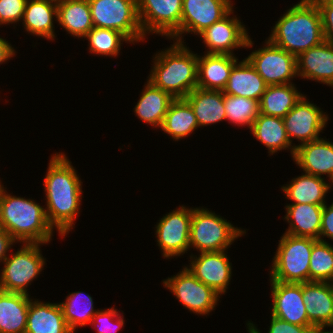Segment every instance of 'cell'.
Returning <instances> with one entry per match:
<instances>
[{"label":"cell","instance_id":"1","mask_svg":"<svg viewBox=\"0 0 333 333\" xmlns=\"http://www.w3.org/2000/svg\"><path fill=\"white\" fill-rule=\"evenodd\" d=\"M49 162L43 184L47 198L45 213L53 229L57 228L60 236H65L79 214L82 182L63 153H56Z\"/></svg>","mask_w":333,"mask_h":333},{"label":"cell","instance_id":"2","mask_svg":"<svg viewBox=\"0 0 333 333\" xmlns=\"http://www.w3.org/2000/svg\"><path fill=\"white\" fill-rule=\"evenodd\" d=\"M268 40L297 57L324 41L320 11L313 0H301L276 22Z\"/></svg>","mask_w":333,"mask_h":333},{"label":"cell","instance_id":"3","mask_svg":"<svg viewBox=\"0 0 333 333\" xmlns=\"http://www.w3.org/2000/svg\"><path fill=\"white\" fill-rule=\"evenodd\" d=\"M0 226L20 243L46 244L53 235L45 208L34 200L8 194L1 182Z\"/></svg>","mask_w":333,"mask_h":333},{"label":"cell","instance_id":"4","mask_svg":"<svg viewBox=\"0 0 333 333\" xmlns=\"http://www.w3.org/2000/svg\"><path fill=\"white\" fill-rule=\"evenodd\" d=\"M149 81L175 99L185 98L198 82V55L181 42L157 53Z\"/></svg>","mask_w":333,"mask_h":333},{"label":"cell","instance_id":"5","mask_svg":"<svg viewBox=\"0 0 333 333\" xmlns=\"http://www.w3.org/2000/svg\"><path fill=\"white\" fill-rule=\"evenodd\" d=\"M318 240L285 234L279 241L270 271L271 281L309 282V261Z\"/></svg>","mask_w":333,"mask_h":333},{"label":"cell","instance_id":"6","mask_svg":"<svg viewBox=\"0 0 333 333\" xmlns=\"http://www.w3.org/2000/svg\"><path fill=\"white\" fill-rule=\"evenodd\" d=\"M208 209H192L189 243L200 252L225 251L246 233Z\"/></svg>","mask_w":333,"mask_h":333},{"label":"cell","instance_id":"7","mask_svg":"<svg viewBox=\"0 0 333 333\" xmlns=\"http://www.w3.org/2000/svg\"><path fill=\"white\" fill-rule=\"evenodd\" d=\"M94 27L121 32L131 43L143 41L136 0H88Z\"/></svg>","mask_w":333,"mask_h":333},{"label":"cell","instance_id":"8","mask_svg":"<svg viewBox=\"0 0 333 333\" xmlns=\"http://www.w3.org/2000/svg\"><path fill=\"white\" fill-rule=\"evenodd\" d=\"M13 255L7 257L0 275V290L28 294L27 286L40 274L45 259L39 243H22ZM25 244V245H24Z\"/></svg>","mask_w":333,"mask_h":333},{"label":"cell","instance_id":"9","mask_svg":"<svg viewBox=\"0 0 333 333\" xmlns=\"http://www.w3.org/2000/svg\"><path fill=\"white\" fill-rule=\"evenodd\" d=\"M183 0H136L139 22L144 36L155 33L182 41Z\"/></svg>","mask_w":333,"mask_h":333},{"label":"cell","instance_id":"10","mask_svg":"<svg viewBox=\"0 0 333 333\" xmlns=\"http://www.w3.org/2000/svg\"><path fill=\"white\" fill-rule=\"evenodd\" d=\"M163 284L185 308L200 315L213 311L220 298L218 293L197 279L186 267L176 276L164 280Z\"/></svg>","mask_w":333,"mask_h":333},{"label":"cell","instance_id":"11","mask_svg":"<svg viewBox=\"0 0 333 333\" xmlns=\"http://www.w3.org/2000/svg\"><path fill=\"white\" fill-rule=\"evenodd\" d=\"M266 45L253 51L247 57L249 62L267 85L292 83L291 78L298 75L296 57L269 40L266 41Z\"/></svg>","mask_w":333,"mask_h":333},{"label":"cell","instance_id":"12","mask_svg":"<svg viewBox=\"0 0 333 333\" xmlns=\"http://www.w3.org/2000/svg\"><path fill=\"white\" fill-rule=\"evenodd\" d=\"M179 207L166 214L156 225L157 242L164 258L183 255L190 249L192 209Z\"/></svg>","mask_w":333,"mask_h":333},{"label":"cell","instance_id":"13","mask_svg":"<svg viewBox=\"0 0 333 333\" xmlns=\"http://www.w3.org/2000/svg\"><path fill=\"white\" fill-rule=\"evenodd\" d=\"M231 13L233 9L199 34L209 49L206 54L233 55L236 48L253 46L245 26L236 16L231 18Z\"/></svg>","mask_w":333,"mask_h":333},{"label":"cell","instance_id":"14","mask_svg":"<svg viewBox=\"0 0 333 333\" xmlns=\"http://www.w3.org/2000/svg\"><path fill=\"white\" fill-rule=\"evenodd\" d=\"M282 119L290 143L292 144L291 138H296L304 144L320 138L319 134L329 118L303 95Z\"/></svg>","mask_w":333,"mask_h":333},{"label":"cell","instance_id":"15","mask_svg":"<svg viewBox=\"0 0 333 333\" xmlns=\"http://www.w3.org/2000/svg\"><path fill=\"white\" fill-rule=\"evenodd\" d=\"M233 8L231 0H183L181 35H199L213 23L225 17Z\"/></svg>","mask_w":333,"mask_h":333},{"label":"cell","instance_id":"16","mask_svg":"<svg viewBox=\"0 0 333 333\" xmlns=\"http://www.w3.org/2000/svg\"><path fill=\"white\" fill-rule=\"evenodd\" d=\"M194 258V259H193ZM186 267L197 279L222 295L231 280L232 267L225 251L200 252L199 257L190 256Z\"/></svg>","mask_w":333,"mask_h":333},{"label":"cell","instance_id":"17","mask_svg":"<svg viewBox=\"0 0 333 333\" xmlns=\"http://www.w3.org/2000/svg\"><path fill=\"white\" fill-rule=\"evenodd\" d=\"M272 286V315L300 326H313L303 302L302 283L270 281Z\"/></svg>","mask_w":333,"mask_h":333},{"label":"cell","instance_id":"18","mask_svg":"<svg viewBox=\"0 0 333 333\" xmlns=\"http://www.w3.org/2000/svg\"><path fill=\"white\" fill-rule=\"evenodd\" d=\"M302 296L309 322L319 332H325L327 326L333 327V283H302Z\"/></svg>","mask_w":333,"mask_h":333},{"label":"cell","instance_id":"19","mask_svg":"<svg viewBox=\"0 0 333 333\" xmlns=\"http://www.w3.org/2000/svg\"><path fill=\"white\" fill-rule=\"evenodd\" d=\"M295 163L306 174L324 176L333 183V143L323 138L296 145L293 156Z\"/></svg>","mask_w":333,"mask_h":333},{"label":"cell","instance_id":"20","mask_svg":"<svg viewBox=\"0 0 333 333\" xmlns=\"http://www.w3.org/2000/svg\"><path fill=\"white\" fill-rule=\"evenodd\" d=\"M297 76L333 87V45L323 41L296 57Z\"/></svg>","mask_w":333,"mask_h":333},{"label":"cell","instance_id":"21","mask_svg":"<svg viewBox=\"0 0 333 333\" xmlns=\"http://www.w3.org/2000/svg\"><path fill=\"white\" fill-rule=\"evenodd\" d=\"M238 59L229 54H205L198 56L197 87L205 90L223 91L232 68Z\"/></svg>","mask_w":333,"mask_h":333},{"label":"cell","instance_id":"22","mask_svg":"<svg viewBox=\"0 0 333 333\" xmlns=\"http://www.w3.org/2000/svg\"><path fill=\"white\" fill-rule=\"evenodd\" d=\"M237 63L232 68L223 93L255 99L260 102L267 84L247 58Z\"/></svg>","mask_w":333,"mask_h":333},{"label":"cell","instance_id":"23","mask_svg":"<svg viewBox=\"0 0 333 333\" xmlns=\"http://www.w3.org/2000/svg\"><path fill=\"white\" fill-rule=\"evenodd\" d=\"M184 99L192 107L198 126H207L226 120L223 91L196 87Z\"/></svg>","mask_w":333,"mask_h":333},{"label":"cell","instance_id":"24","mask_svg":"<svg viewBox=\"0 0 333 333\" xmlns=\"http://www.w3.org/2000/svg\"><path fill=\"white\" fill-rule=\"evenodd\" d=\"M324 205L288 204L285 219L290 223L285 234L319 240Z\"/></svg>","mask_w":333,"mask_h":333},{"label":"cell","instance_id":"25","mask_svg":"<svg viewBox=\"0 0 333 333\" xmlns=\"http://www.w3.org/2000/svg\"><path fill=\"white\" fill-rule=\"evenodd\" d=\"M25 333H72L60 305L30 301Z\"/></svg>","mask_w":333,"mask_h":333},{"label":"cell","instance_id":"26","mask_svg":"<svg viewBox=\"0 0 333 333\" xmlns=\"http://www.w3.org/2000/svg\"><path fill=\"white\" fill-rule=\"evenodd\" d=\"M29 295L0 290V333H25Z\"/></svg>","mask_w":333,"mask_h":333},{"label":"cell","instance_id":"27","mask_svg":"<svg viewBox=\"0 0 333 333\" xmlns=\"http://www.w3.org/2000/svg\"><path fill=\"white\" fill-rule=\"evenodd\" d=\"M54 17L57 20V0H27L22 24L31 34L54 40Z\"/></svg>","mask_w":333,"mask_h":333},{"label":"cell","instance_id":"28","mask_svg":"<svg viewBox=\"0 0 333 333\" xmlns=\"http://www.w3.org/2000/svg\"><path fill=\"white\" fill-rule=\"evenodd\" d=\"M144 87L134 112L143 122L161 128L169 106L175 98L154 86L149 80Z\"/></svg>","mask_w":333,"mask_h":333},{"label":"cell","instance_id":"29","mask_svg":"<svg viewBox=\"0 0 333 333\" xmlns=\"http://www.w3.org/2000/svg\"><path fill=\"white\" fill-rule=\"evenodd\" d=\"M57 21L78 38H83L94 27L88 0H57Z\"/></svg>","mask_w":333,"mask_h":333},{"label":"cell","instance_id":"30","mask_svg":"<svg viewBox=\"0 0 333 333\" xmlns=\"http://www.w3.org/2000/svg\"><path fill=\"white\" fill-rule=\"evenodd\" d=\"M250 131L259 142L268 148L271 155L290 147L292 157L294 156L296 146L291 145L281 117L260 113L252 124Z\"/></svg>","mask_w":333,"mask_h":333},{"label":"cell","instance_id":"31","mask_svg":"<svg viewBox=\"0 0 333 333\" xmlns=\"http://www.w3.org/2000/svg\"><path fill=\"white\" fill-rule=\"evenodd\" d=\"M325 178L304 174L293 178L289 185L281 189L285 192L287 199L294 201L292 204H314L324 205L325 195L330 190V183H326Z\"/></svg>","mask_w":333,"mask_h":333},{"label":"cell","instance_id":"32","mask_svg":"<svg viewBox=\"0 0 333 333\" xmlns=\"http://www.w3.org/2000/svg\"><path fill=\"white\" fill-rule=\"evenodd\" d=\"M303 95L294 84L267 85L260 99V113L283 118Z\"/></svg>","mask_w":333,"mask_h":333},{"label":"cell","instance_id":"33","mask_svg":"<svg viewBox=\"0 0 333 333\" xmlns=\"http://www.w3.org/2000/svg\"><path fill=\"white\" fill-rule=\"evenodd\" d=\"M198 127L190 104L184 98H177L170 104L161 129L178 141L188 137Z\"/></svg>","mask_w":333,"mask_h":333},{"label":"cell","instance_id":"34","mask_svg":"<svg viewBox=\"0 0 333 333\" xmlns=\"http://www.w3.org/2000/svg\"><path fill=\"white\" fill-rule=\"evenodd\" d=\"M83 295L81 291L72 292L67 296L65 302L59 303L65 322L72 333L78 326L90 323L92 317L99 311L94 310L92 297L86 294L87 296L83 298Z\"/></svg>","mask_w":333,"mask_h":333},{"label":"cell","instance_id":"35","mask_svg":"<svg viewBox=\"0 0 333 333\" xmlns=\"http://www.w3.org/2000/svg\"><path fill=\"white\" fill-rule=\"evenodd\" d=\"M224 106L226 120L238 126L247 125L249 129L260 114L259 101L242 96L224 94Z\"/></svg>","mask_w":333,"mask_h":333},{"label":"cell","instance_id":"36","mask_svg":"<svg viewBox=\"0 0 333 333\" xmlns=\"http://www.w3.org/2000/svg\"><path fill=\"white\" fill-rule=\"evenodd\" d=\"M83 38H88L89 50L97 55L116 57L121 42L131 41L121 32L108 28L93 27Z\"/></svg>","mask_w":333,"mask_h":333},{"label":"cell","instance_id":"37","mask_svg":"<svg viewBox=\"0 0 333 333\" xmlns=\"http://www.w3.org/2000/svg\"><path fill=\"white\" fill-rule=\"evenodd\" d=\"M309 281L333 283V246L325 240H318L312 247Z\"/></svg>","mask_w":333,"mask_h":333},{"label":"cell","instance_id":"38","mask_svg":"<svg viewBox=\"0 0 333 333\" xmlns=\"http://www.w3.org/2000/svg\"><path fill=\"white\" fill-rule=\"evenodd\" d=\"M119 315L120 314L115 308L99 310L92 317L90 324L97 327L96 329L98 333H117L124 324L123 316ZM114 319H116L115 323L113 321Z\"/></svg>","mask_w":333,"mask_h":333},{"label":"cell","instance_id":"39","mask_svg":"<svg viewBox=\"0 0 333 333\" xmlns=\"http://www.w3.org/2000/svg\"><path fill=\"white\" fill-rule=\"evenodd\" d=\"M268 333H319L314 326L291 324L272 315ZM249 333H260L253 323H247Z\"/></svg>","mask_w":333,"mask_h":333},{"label":"cell","instance_id":"40","mask_svg":"<svg viewBox=\"0 0 333 333\" xmlns=\"http://www.w3.org/2000/svg\"><path fill=\"white\" fill-rule=\"evenodd\" d=\"M26 2L27 0H0V25L21 21Z\"/></svg>","mask_w":333,"mask_h":333},{"label":"cell","instance_id":"41","mask_svg":"<svg viewBox=\"0 0 333 333\" xmlns=\"http://www.w3.org/2000/svg\"><path fill=\"white\" fill-rule=\"evenodd\" d=\"M321 15L324 41L333 45V0H313Z\"/></svg>","mask_w":333,"mask_h":333},{"label":"cell","instance_id":"42","mask_svg":"<svg viewBox=\"0 0 333 333\" xmlns=\"http://www.w3.org/2000/svg\"><path fill=\"white\" fill-rule=\"evenodd\" d=\"M322 237H328L333 240V203L328 206L324 204L322 218H321V229L319 234V241H324Z\"/></svg>","mask_w":333,"mask_h":333},{"label":"cell","instance_id":"43","mask_svg":"<svg viewBox=\"0 0 333 333\" xmlns=\"http://www.w3.org/2000/svg\"><path fill=\"white\" fill-rule=\"evenodd\" d=\"M15 242L12 236L0 226V262H3L8 257L7 252Z\"/></svg>","mask_w":333,"mask_h":333},{"label":"cell","instance_id":"44","mask_svg":"<svg viewBox=\"0 0 333 333\" xmlns=\"http://www.w3.org/2000/svg\"><path fill=\"white\" fill-rule=\"evenodd\" d=\"M15 55V50L8 41L0 38V64L4 63L8 59Z\"/></svg>","mask_w":333,"mask_h":333},{"label":"cell","instance_id":"45","mask_svg":"<svg viewBox=\"0 0 333 333\" xmlns=\"http://www.w3.org/2000/svg\"><path fill=\"white\" fill-rule=\"evenodd\" d=\"M319 333H333V332L327 330L325 332H319Z\"/></svg>","mask_w":333,"mask_h":333}]
</instances>
